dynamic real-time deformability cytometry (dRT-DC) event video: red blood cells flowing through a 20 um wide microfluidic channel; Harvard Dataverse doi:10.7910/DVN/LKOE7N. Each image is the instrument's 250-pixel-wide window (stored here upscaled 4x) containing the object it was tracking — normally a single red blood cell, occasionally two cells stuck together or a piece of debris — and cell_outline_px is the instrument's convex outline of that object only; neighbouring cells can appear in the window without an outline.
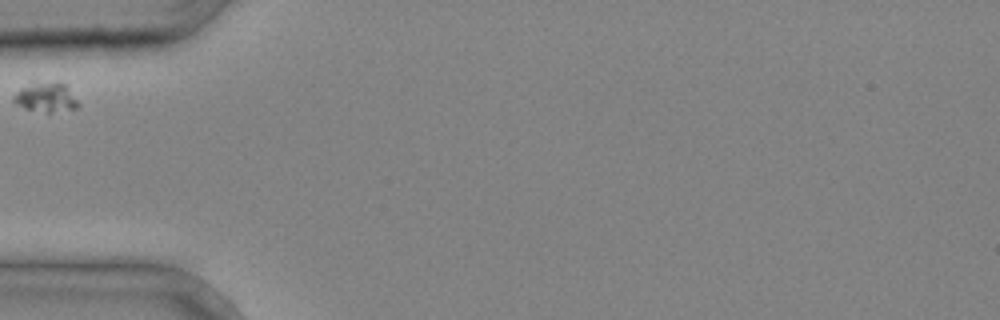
{"species": "common noctule bat (a hibernating species)", "species_latin": "Nyctalus noctula", "temperature_condition": "cold", "stored_images_in_passage": 1, "camera_frame_rate_fps": 3000, "um_per_image_px": 0.085, "animal": {"sex": "male", "body_mass_g": 20.4}, "frame": {"image": 1, "passage_image": 1, "time_ms": 0.0, "image_size_px": [1000, 320], "cell_outline_px": [[80, 104], [76, 108], [48, 112], [24, 108], [16, 104], [12, 100], [16, 92], [20, 88], [32, 80], [56, 80], [64, 84]], "centroid_in_image_um": [3.86, 8.2], "position_along_channel_um": 81.1, "area_um2": 11.33}}